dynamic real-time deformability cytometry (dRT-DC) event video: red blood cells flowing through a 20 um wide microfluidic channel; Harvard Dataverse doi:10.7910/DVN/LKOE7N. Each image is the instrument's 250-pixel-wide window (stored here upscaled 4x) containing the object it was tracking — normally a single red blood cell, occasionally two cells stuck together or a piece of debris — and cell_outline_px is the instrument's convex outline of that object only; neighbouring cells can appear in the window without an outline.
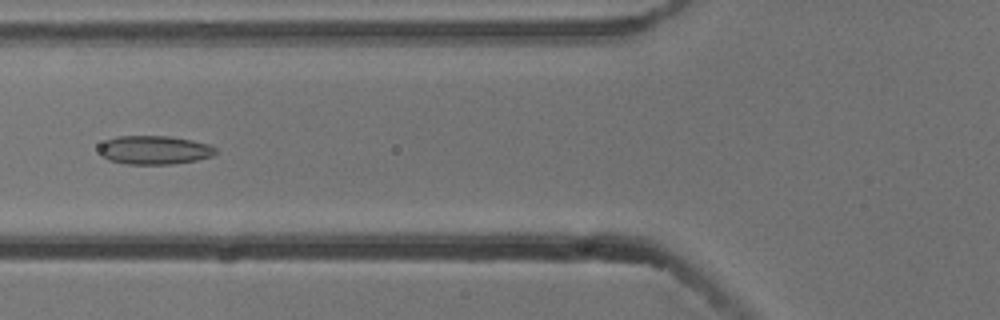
{"species": "common noctule bat (a hibernating species)", "species_latin": "Nyctalus noctula", "temperature_condition": "cold", "stored_images_in_passage": 6, "camera_frame_rate_fps": 3000, "um_per_image_px": 0.085, "animal": {"sex": "male", "body_mass_g": 13.3}, "frame": {"image": 1, "passage_image": 6, "time_ms": 1.667, "image_size_px": [1000, 320], "cell_outline_px": [[216, 152], [212, 156], [196, 160], [172, 164], [128, 164], [108, 160], [100, 152], [100, 144], [116, 136], [168, 136], [192, 140], [208, 144], [216, 148]], "centroid_in_image_um": [13.13, 12.75], "position_along_channel_um": 112.7, "area_um2": 19.31}}